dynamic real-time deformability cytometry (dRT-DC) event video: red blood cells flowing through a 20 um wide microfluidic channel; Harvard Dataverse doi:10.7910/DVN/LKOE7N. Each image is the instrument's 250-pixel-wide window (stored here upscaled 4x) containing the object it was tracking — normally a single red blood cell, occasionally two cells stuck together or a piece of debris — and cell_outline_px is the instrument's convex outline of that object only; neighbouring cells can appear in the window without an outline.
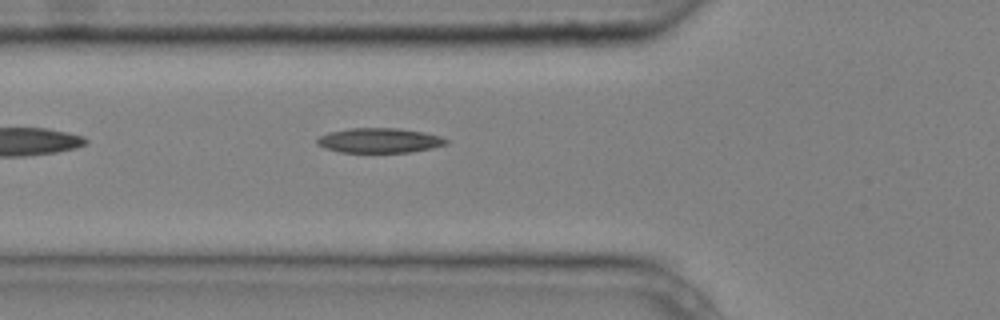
{"species": "common noctule bat (a hibernating species)", "species_latin": "Nyctalus noctula", "temperature_condition": "cold", "stored_images_in_passage": 5, "camera_frame_rate_fps": 3000, "um_per_image_px": 0.085, "animal": {"sex": "male", "body_mass_g": 20.4}, "frame": {"image": 1, "passage_image": 5, "time_ms": 1.333, "image_size_px": [1000, 320], "cell_outline_px": [[448, 144], [432, 148], [412, 152], [340, 152], [324, 148], [316, 144], [316, 140], [320, 136], [328, 132], [348, 128], [400, 128], [424, 132], [440, 136], [448, 140]], "centroid_in_image_um": [32.24, 11.93], "position_along_channel_um": 93.6, "area_um2": 18.79}}